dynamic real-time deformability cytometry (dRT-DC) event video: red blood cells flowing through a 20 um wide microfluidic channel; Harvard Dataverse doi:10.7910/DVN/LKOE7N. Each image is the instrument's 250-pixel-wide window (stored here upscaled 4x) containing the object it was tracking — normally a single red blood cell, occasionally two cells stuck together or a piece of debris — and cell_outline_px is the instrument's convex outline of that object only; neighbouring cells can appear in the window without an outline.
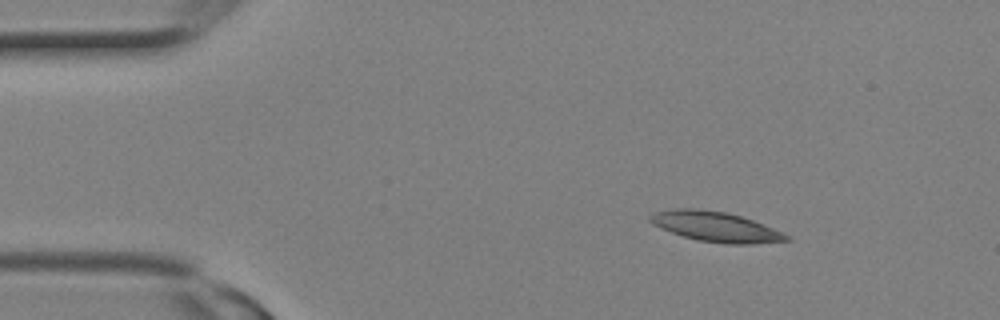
{"species": "Egyptian fruit bat (a non-hibernating species)", "species_latin": "Rousettus aegyptiacus", "temperature_condition": "room temperature", "stored_images_in_passage": 4, "camera_frame_rate_fps": 3000, "um_per_image_px": 0.085, "animal": {"sex": "female"}, "frame": {"image": 1, "passage_image": 2, "time_ms": 0.333, "image_size_px": [1000, 320], "cell_outline_px": [[792, 240], [752, 244], [728, 244], [696, 240], [672, 232], [652, 224], [648, 220], [648, 216], [656, 212], [676, 208], [700, 208], [724, 212], [740, 216], [764, 224], [788, 236]], "centroid_in_image_um": [60.81, 19.27], "position_along_channel_um": 24.2, "area_um2": 23.64}}